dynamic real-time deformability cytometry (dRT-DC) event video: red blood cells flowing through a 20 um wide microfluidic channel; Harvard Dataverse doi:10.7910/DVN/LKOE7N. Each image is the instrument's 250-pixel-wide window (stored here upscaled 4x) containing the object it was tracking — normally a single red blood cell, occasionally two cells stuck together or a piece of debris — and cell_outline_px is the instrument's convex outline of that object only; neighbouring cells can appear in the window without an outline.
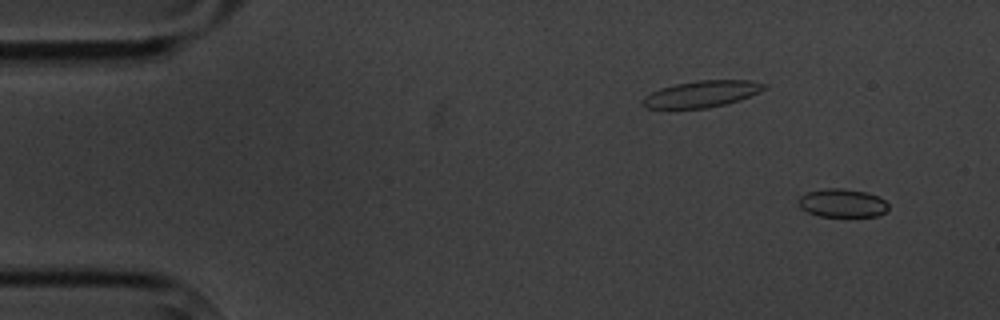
{"species": "common noctule bat (a hibernating species)", "species_latin": "Nyctalus noctula", "temperature_condition": "cold", "stored_images_in_passage": 4, "camera_frame_rate_fps": 3000, "um_per_image_px": 0.085, "animal": {"sex": "male", "body_mass_g": 20.1, "forearm_length_mm": 53.5}, "frame": {"image": 1, "passage_image": 1, "time_ms": 0.0, "image_size_px": [1000, 320], "cell_outline_px": [[888, 208], [884, 212], [876, 216], [820, 216], [808, 212], [800, 208], [796, 200], [800, 196], [808, 192], [824, 188], [840, 188], [868, 192], [884, 200], [888, 204]], "centroid_in_image_um": [71.55, 17.25], "position_along_channel_um": 13.4, "area_um2": 14.85}}